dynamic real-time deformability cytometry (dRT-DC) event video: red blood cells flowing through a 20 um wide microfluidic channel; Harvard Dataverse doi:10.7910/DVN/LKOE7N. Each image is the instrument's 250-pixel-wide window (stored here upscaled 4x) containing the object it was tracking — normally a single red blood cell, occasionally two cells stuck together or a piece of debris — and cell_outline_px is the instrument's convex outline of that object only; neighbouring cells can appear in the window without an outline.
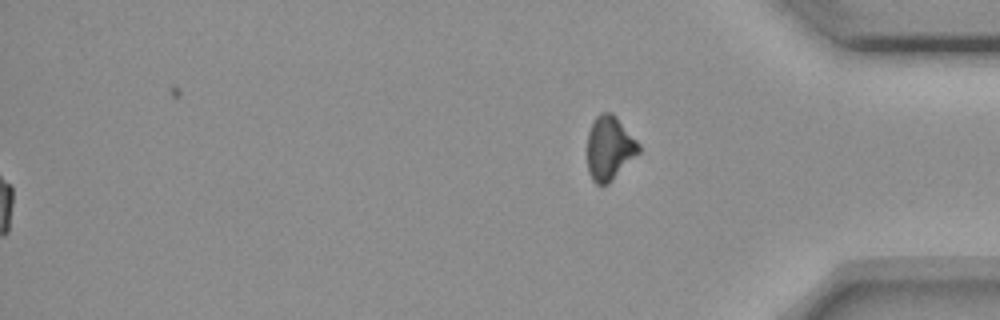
{"species": "common noctule bat (a hibernating species)", "species_latin": "Nyctalus noctula", "temperature_condition": "room temperature", "stored_images_in_passage": 43, "segment_of_instrument_passage": [2, 2], "camera_frame_rate_fps": 3000, "um_per_image_px": 0.085, "animal": {"sex": "female", "body_mass_g": 18.4}, "frame": {"image": 1, "passage_image": 43, "time_ms": 14.0, "image_size_px": [1000, 320], "cell_outline_px": [[640, 152], [608, 184], [596, 184], [592, 180], [588, 172], [588, 132], [592, 120], [600, 112], [612, 112], [616, 116], [640, 144]], "centroid_in_image_um": [51.8, 12.57], "position_along_channel_um": 383.4, "area_um2": 19.25}}